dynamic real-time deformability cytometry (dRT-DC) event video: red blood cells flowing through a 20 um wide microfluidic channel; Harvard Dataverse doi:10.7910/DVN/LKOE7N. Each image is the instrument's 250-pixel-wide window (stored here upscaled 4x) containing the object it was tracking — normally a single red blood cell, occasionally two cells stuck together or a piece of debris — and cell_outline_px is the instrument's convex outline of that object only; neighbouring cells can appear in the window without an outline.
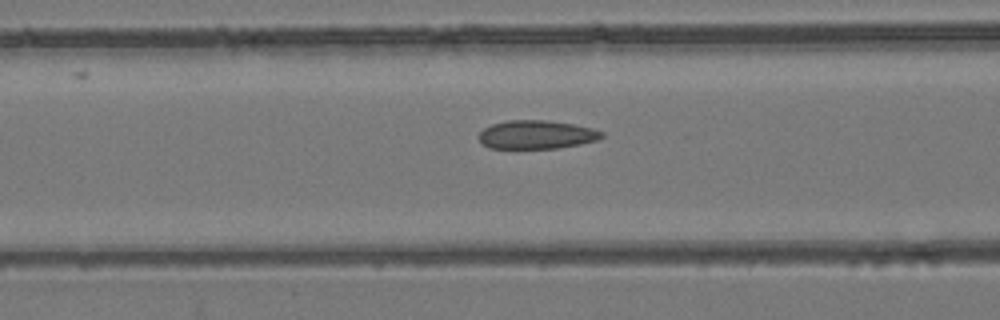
{"species": "common noctule bat (a hibernating species)", "species_latin": "Nyctalus noctula", "temperature_condition": "room temperature", "stored_images_in_passage": 53, "camera_frame_rate_fps": 3000, "um_per_image_px": 0.085, "animal": {"sex": "female", "body_mass_g": 24.6, "forearm_length_mm": 56.2}, "frame": {"image": 1, "passage_image": 22, "time_ms": 7.0, "image_size_px": [1000, 320], "cell_outline_px": [[604, 136], [596, 140], [580, 144], [556, 148], [488, 148], [480, 144], [476, 136], [484, 128], [492, 124], [508, 120], [548, 120], [572, 124], [592, 128], [604, 132]], "centroid_in_image_um": [45.55, 11.44], "position_along_channel_um": 121.1, "area_um2": 20.58}}
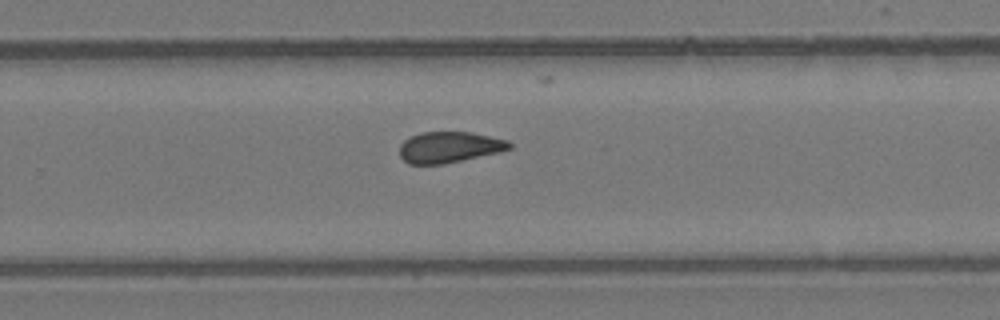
{"frame": {"image": 2, "passage_image": 35, "time_ms": 11.333, "image_size_px": [1000, 320], "cell_outline_px": [[512, 148], [500, 152], [444, 164], [408, 164], [400, 156], [400, 144], [404, 140], [420, 132], [472, 132], [508, 140], [512, 144]], "centroid_in_image_um": [38.2, 12.51], "position_along_channel_um": 291.6, "area_um2": 19.94}}
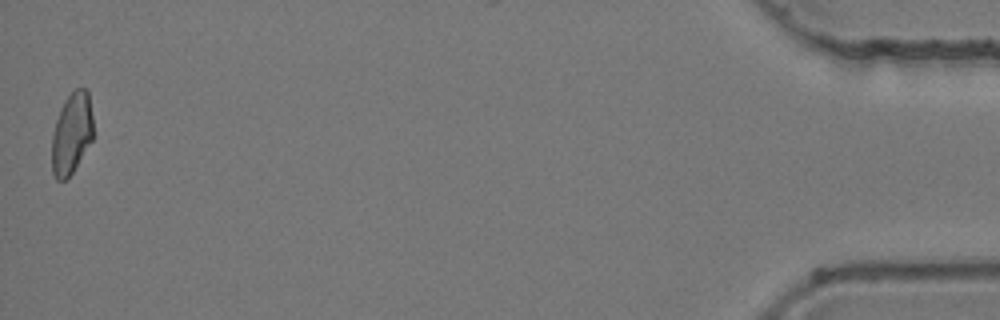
{"frame": {"image": 3, "passage_image": 53, "time_ms": 17.333, "image_size_px": [1000, 320], "cell_outline_px": [[92, 140], [72, 172], [64, 180], [56, 180], [52, 172], [52, 136], [56, 120], [60, 108], [64, 100], [76, 88], [84, 88], [88, 92], [92, 116]], "centroid_in_image_um": [6.07, 11.33], "position_along_channel_um": 429.1, "area_um2": 19.36}, "authors_computed_cell_mechanics": {"area_um2": 20.6924, "velocity_mm_per_s": 3.947, "shape_relaxation_time_tau1_ms": null, "shape_relaxation_time_tau2_ms": 2.5322, "deformation_change_tau1": null, "deformation_change_tau2": 0.0831}}